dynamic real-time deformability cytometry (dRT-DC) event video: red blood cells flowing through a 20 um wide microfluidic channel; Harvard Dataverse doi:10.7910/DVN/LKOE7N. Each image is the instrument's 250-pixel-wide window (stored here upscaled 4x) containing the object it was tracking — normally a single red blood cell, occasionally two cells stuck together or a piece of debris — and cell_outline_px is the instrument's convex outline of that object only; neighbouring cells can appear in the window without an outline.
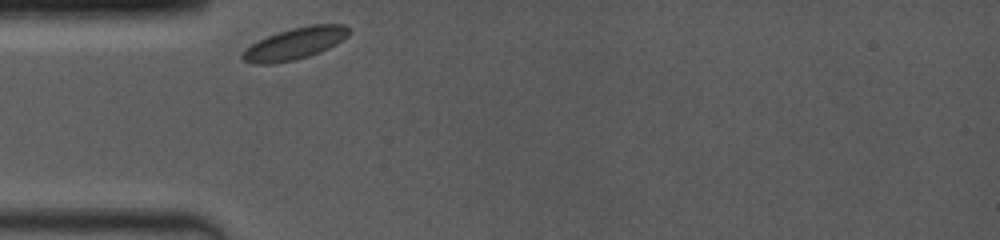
{"species": "common noctule bat (a hibernating species)", "species_latin": "Nyctalus noctula", "temperature_condition": "room temperature", "stored_images_in_passage": 38, "camera_frame_rate_fps": 4000, "um_per_image_px": 0.085, "animal": {"sex": "female", "body_mass_g": 19.0, "forearm_length_mm": 53.3}, "frame": {"image": 1, "passage_image": 1, "time_ms": 0.0, "image_size_px": [1000, 240], "cell_outline_px": [[348, 36], [336, 44], [320, 52], [308, 56], [292, 60], [272, 64], [252, 64], [244, 60], [240, 56], [240, 52], [244, 48], [268, 36], [292, 28], [312, 24], [344, 24], [348, 28]], "centroid_in_image_um": [25.03, 3.71], "position_along_channel_um": 60.0, "area_um2": 19.54}}
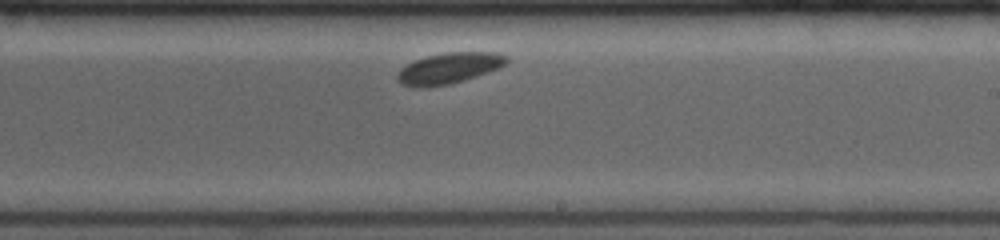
{"frame": {"image": 2, "passage_image": 22, "time_ms": 5.25, "image_size_px": [1000, 240], "cell_outline_px": [[508, 60], [504, 64], [496, 68], [476, 76], [464, 80], [448, 84], [428, 88], [416, 88], [400, 84], [396, 80], [396, 76], [400, 68], [416, 60], [428, 56], [444, 52], [496, 52], [508, 56]], "centroid_in_image_um": [38.1, 5.81], "position_along_channel_um": 250.9, "area_um2": 19.65}}
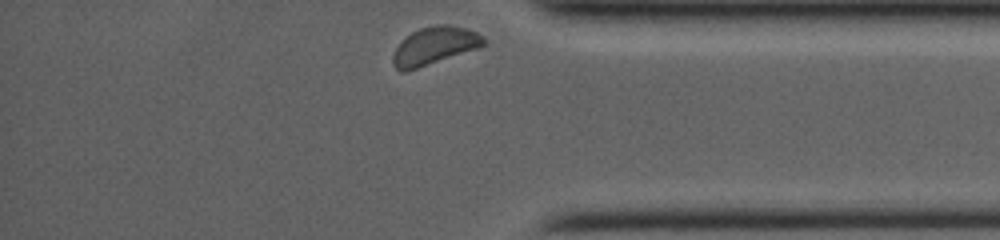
{"frame": {"image": 3, "passage_image": 38, "time_ms": 9.25, "image_size_px": [1000, 240], "cell_outline_px": [[484, 44], [480, 48], [404, 72], [400, 72], [396, 68], [392, 60], [392, 56], [396, 48], [412, 32], [420, 28], [436, 24], [448, 24], [464, 28], [476, 32], [484, 36]], "centroid_in_image_um": [36.95, 3.89], "position_along_channel_um": 398.2, "area_um2": 19.71}, "authors_computed_cell_mechanics": {"area_um2": 19.363, "velocity_mm_per_s": 3.7096, "shape_relaxation_time_tau1_ms": null, "shape_relaxation_time_tau2_ms": 7.6847, "deformation_change_tau1": null, "deformation_change_tau2": 0.0647}}